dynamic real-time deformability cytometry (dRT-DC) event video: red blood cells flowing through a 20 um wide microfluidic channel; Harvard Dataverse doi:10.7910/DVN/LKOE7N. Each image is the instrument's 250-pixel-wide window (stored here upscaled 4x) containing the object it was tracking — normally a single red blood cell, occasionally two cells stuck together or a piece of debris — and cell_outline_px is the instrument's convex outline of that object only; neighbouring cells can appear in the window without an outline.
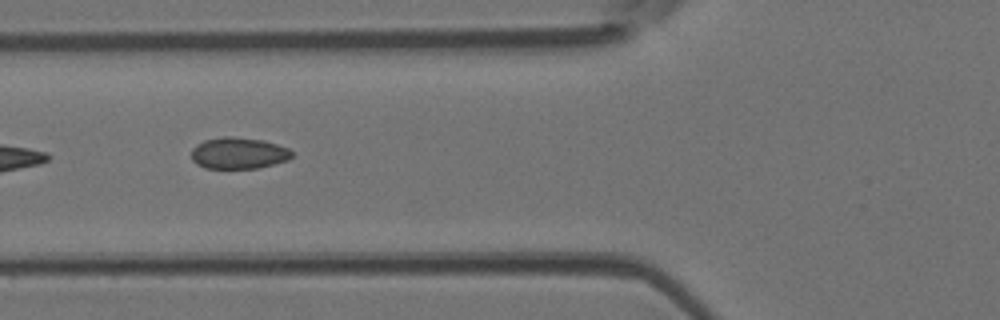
{"species": "Egyptian fruit bat (a non-hibernating species)", "species_latin": "Rousettus aegyptiacus", "temperature_condition": "room temperature", "stored_images_in_passage": 6, "camera_frame_rate_fps": 3000, "um_per_image_px": 0.085, "animal": {"sex": "female"}, "frame": {"image": 1, "passage_image": 5, "time_ms": 1.333, "image_size_px": [1000, 320], "cell_outline_px": [[292, 156], [288, 160], [260, 168], [204, 168], [196, 164], [192, 160], [192, 148], [196, 144], [204, 140], [224, 136], [232, 136], [264, 140], [288, 148], [292, 152]], "centroid_in_image_um": [20.26, 13.01], "position_along_channel_um": 105.5, "area_um2": 18.55}}
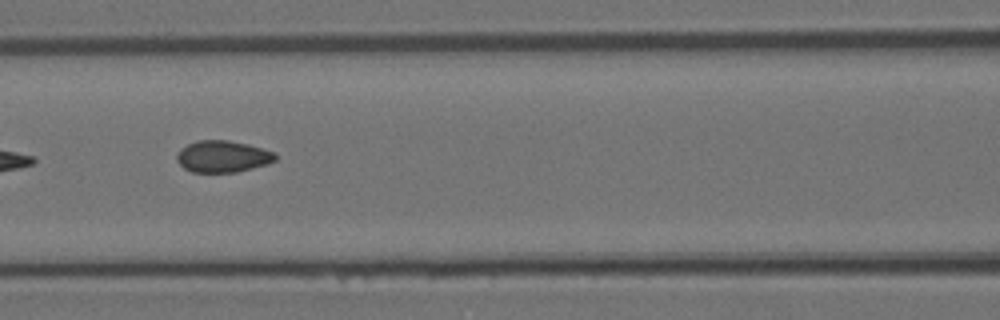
{"frame": {"image": 2, "passage_image": 6, "time_ms": 1.667, "image_size_px": [1000, 320], "cell_outline_px": [[276, 160], [268, 164], [236, 172], [192, 172], [184, 168], [176, 160], [176, 156], [180, 148], [196, 140], [228, 140], [248, 144], [276, 152]], "centroid_in_image_um": [18.93, 13.29], "position_along_channel_um": 147.7, "area_um2": 18.32}}